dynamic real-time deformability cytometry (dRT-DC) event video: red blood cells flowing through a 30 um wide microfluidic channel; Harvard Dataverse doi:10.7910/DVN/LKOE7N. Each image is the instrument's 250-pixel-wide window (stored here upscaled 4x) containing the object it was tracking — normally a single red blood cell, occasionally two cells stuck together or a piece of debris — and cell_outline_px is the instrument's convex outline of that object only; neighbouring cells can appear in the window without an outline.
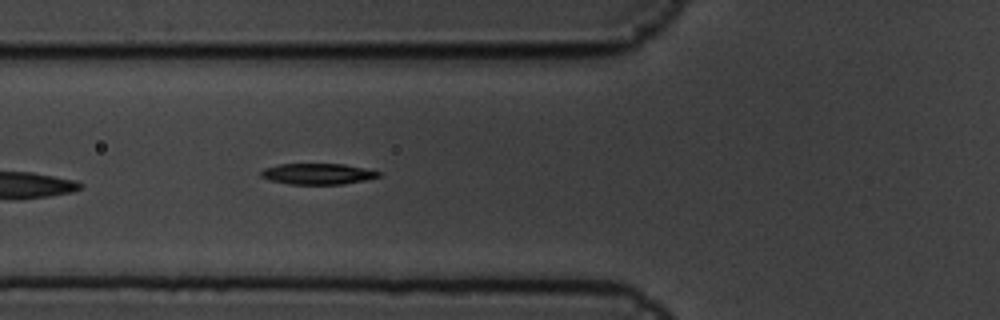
{"species": "common noctule bat (a hibernating species)", "species_latin": "Nyctalus noctula", "temperature_condition": "cold", "stored_images_in_passage": 5, "camera_frame_rate_fps": 3000, "um_per_image_px": 0.085, "animal": {"sex": "male", "body_mass_g": 19.5, "forearm_length_mm": 54.6}, "frame": {"image": 1, "passage_image": 5, "time_ms": 1.333, "image_size_px": [1000, 320], "cell_outline_px": [[380, 176], [364, 180], [344, 184], [288, 184], [272, 180], [260, 176], [260, 172], [264, 168], [280, 164], [344, 164], [364, 168], [380, 172]], "centroid_in_image_um": [26.99, 14.78], "position_along_channel_um": 98.8, "area_um2": 14.22}}